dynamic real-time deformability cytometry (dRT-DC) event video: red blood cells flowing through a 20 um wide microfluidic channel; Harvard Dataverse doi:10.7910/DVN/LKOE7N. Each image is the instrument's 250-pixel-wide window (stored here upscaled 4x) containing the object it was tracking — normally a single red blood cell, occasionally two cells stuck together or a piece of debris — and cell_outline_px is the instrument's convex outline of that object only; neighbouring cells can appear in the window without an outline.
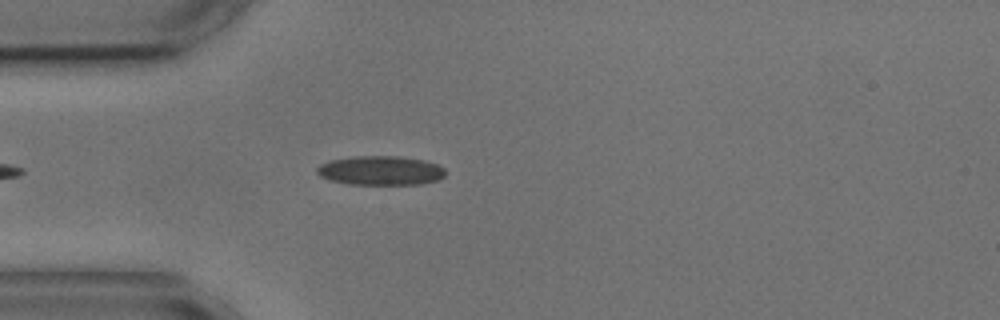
{"species": "common noctule bat (a hibernating species)", "species_latin": "Nyctalus noctula", "temperature_condition": "cold", "stored_images_in_passage": 4, "camera_frame_rate_fps": 3000, "um_per_image_px": 0.085, "animal": {"sex": "male", "body_mass_g": 17.9, "forearm_length_mm": 54.2}, "frame": {"image": 1, "passage_image": 4, "time_ms": 3.667, "image_size_px": [1000, 320], "cell_outline_px": [[444, 176], [440, 180], [420, 184], [348, 184], [328, 180], [320, 176], [316, 172], [316, 168], [320, 164], [332, 160], [352, 156], [400, 156], [424, 160], [436, 164], [444, 168]], "centroid_in_image_um": [32.34, 14.49], "position_along_channel_um": 52.7, "area_um2": 21.96}}